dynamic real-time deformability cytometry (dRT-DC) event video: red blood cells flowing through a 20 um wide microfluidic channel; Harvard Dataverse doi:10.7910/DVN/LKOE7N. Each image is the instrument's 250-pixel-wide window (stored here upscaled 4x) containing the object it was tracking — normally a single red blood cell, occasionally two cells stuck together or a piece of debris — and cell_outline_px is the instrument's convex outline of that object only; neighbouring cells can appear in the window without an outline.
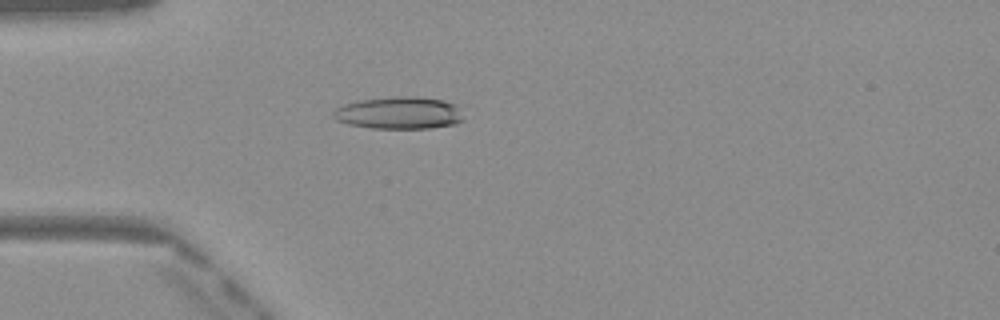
{"species": "Egyptian fruit bat (a non-hibernating species)", "species_latin": "Rousettus aegyptiacus", "temperature_condition": "warm", "stored_images_in_passage": 33, "camera_frame_rate_fps": 3000, "um_per_image_px": 0.085, "frame": {"image": 1, "passage_image": 4, "time_ms": 1.0, "image_size_px": [1000, 320], "cell_outline_px": [[464, 120], [452, 124], [428, 128], [372, 128], [348, 124], [336, 120], [332, 116], [332, 112], [336, 108], [344, 104], [360, 100], [396, 96], [412, 96], [444, 100], [460, 104]], "centroid_in_image_um": [33.96, 9.59], "position_along_channel_um": 51.0, "area_um2": 24.68}}
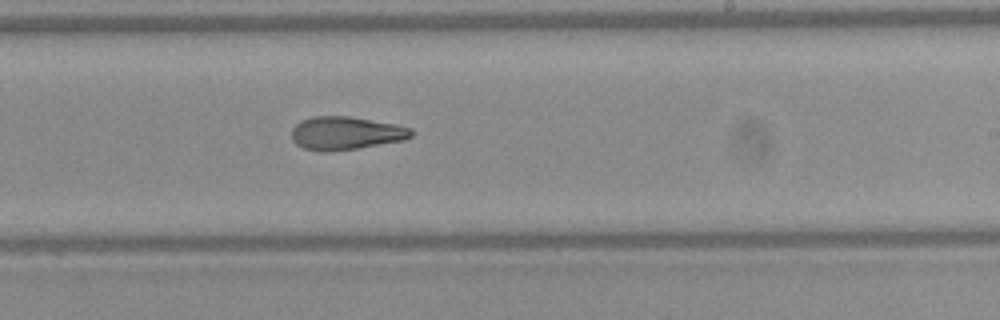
{"frame": {"image": 2, "passage_image": 20, "time_ms": 6.333, "image_size_px": [1000, 320], "cell_outline_px": [[412, 136], [404, 140], [356, 148], [328, 152], [304, 148], [296, 144], [292, 140], [292, 128], [300, 120], [312, 116], [348, 116], [396, 124], [412, 128]], "centroid_in_image_um": [29.37, 11.31], "position_along_channel_um": 259.6, "area_um2": 23.06}}
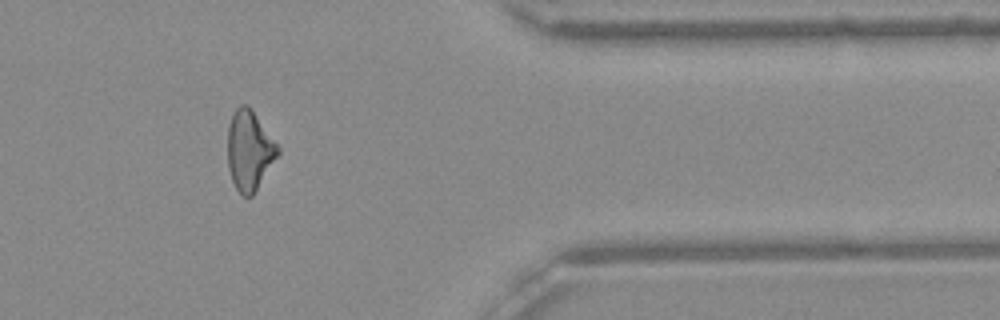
{"frame": {"image": 3, "passage_image": 31, "time_ms": 10.0, "image_size_px": [1000, 320], "cell_outline_px": [[280, 152], [252, 196], [244, 196], [236, 188], [232, 180], [228, 168], [228, 128], [232, 112], [240, 104], [248, 104], [252, 108], [280, 148]], "centroid_in_image_um": [21.19, 12.74], "position_along_channel_um": 390.2, "area_um2": 23.29}, "authors_computed_cell_mechanics": {"area_um2": 23.2934, "velocity_mm_per_s": 4.1117, "shape_relaxation_time_tau1_ms": null, "shape_relaxation_time_tau2_ms": 6.1493, "deformation_change_tau1": null, "deformation_change_tau2": 0.1822}}